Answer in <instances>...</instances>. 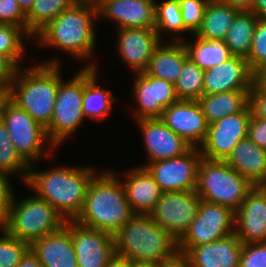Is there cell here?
Segmentation results:
<instances>
[{"instance_id":"7c38bea8","label":"cell","mask_w":266,"mask_h":267,"mask_svg":"<svg viewBox=\"0 0 266 267\" xmlns=\"http://www.w3.org/2000/svg\"><path fill=\"white\" fill-rule=\"evenodd\" d=\"M200 201L196 190L165 191L150 215L156 224L178 240L194 220Z\"/></svg>"},{"instance_id":"ee69618b","label":"cell","mask_w":266,"mask_h":267,"mask_svg":"<svg viewBox=\"0 0 266 267\" xmlns=\"http://www.w3.org/2000/svg\"><path fill=\"white\" fill-rule=\"evenodd\" d=\"M248 137L259 147L266 149V119L251 115Z\"/></svg>"},{"instance_id":"db71d44e","label":"cell","mask_w":266,"mask_h":267,"mask_svg":"<svg viewBox=\"0 0 266 267\" xmlns=\"http://www.w3.org/2000/svg\"><path fill=\"white\" fill-rule=\"evenodd\" d=\"M22 11L27 14L33 6L34 0H17Z\"/></svg>"},{"instance_id":"f546056e","label":"cell","mask_w":266,"mask_h":267,"mask_svg":"<svg viewBox=\"0 0 266 267\" xmlns=\"http://www.w3.org/2000/svg\"><path fill=\"white\" fill-rule=\"evenodd\" d=\"M250 91H229L213 95H203L198 99L209 124L227 115L242 112L249 105Z\"/></svg>"},{"instance_id":"277c9868","label":"cell","mask_w":266,"mask_h":267,"mask_svg":"<svg viewBox=\"0 0 266 267\" xmlns=\"http://www.w3.org/2000/svg\"><path fill=\"white\" fill-rule=\"evenodd\" d=\"M115 171L103 168L92 178L77 223L114 235L134 215Z\"/></svg>"},{"instance_id":"8992f818","label":"cell","mask_w":266,"mask_h":267,"mask_svg":"<svg viewBox=\"0 0 266 267\" xmlns=\"http://www.w3.org/2000/svg\"><path fill=\"white\" fill-rule=\"evenodd\" d=\"M66 221L45 200L31 194L22 199L13 195L9 213L2 228L11 236L31 244L41 237L58 231Z\"/></svg>"},{"instance_id":"bcb514c9","label":"cell","mask_w":266,"mask_h":267,"mask_svg":"<svg viewBox=\"0 0 266 267\" xmlns=\"http://www.w3.org/2000/svg\"><path fill=\"white\" fill-rule=\"evenodd\" d=\"M17 267H43L37 257L29 250Z\"/></svg>"},{"instance_id":"ab89813d","label":"cell","mask_w":266,"mask_h":267,"mask_svg":"<svg viewBox=\"0 0 266 267\" xmlns=\"http://www.w3.org/2000/svg\"><path fill=\"white\" fill-rule=\"evenodd\" d=\"M0 24L22 27L27 32V18L17 0H0Z\"/></svg>"},{"instance_id":"7402d4cb","label":"cell","mask_w":266,"mask_h":267,"mask_svg":"<svg viewBox=\"0 0 266 267\" xmlns=\"http://www.w3.org/2000/svg\"><path fill=\"white\" fill-rule=\"evenodd\" d=\"M119 173L134 214H150L163 191L145 167L134 166Z\"/></svg>"},{"instance_id":"4fadbf2b","label":"cell","mask_w":266,"mask_h":267,"mask_svg":"<svg viewBox=\"0 0 266 267\" xmlns=\"http://www.w3.org/2000/svg\"><path fill=\"white\" fill-rule=\"evenodd\" d=\"M133 76L131 95L136 103L130 111L133 121L160 118L165 108L179 100L173 83L149 76L146 72Z\"/></svg>"},{"instance_id":"ffe728a7","label":"cell","mask_w":266,"mask_h":267,"mask_svg":"<svg viewBox=\"0 0 266 267\" xmlns=\"http://www.w3.org/2000/svg\"><path fill=\"white\" fill-rule=\"evenodd\" d=\"M254 82L255 74L251 71L246 58L233 56L205 71L203 95L250 91Z\"/></svg>"},{"instance_id":"74e56055","label":"cell","mask_w":266,"mask_h":267,"mask_svg":"<svg viewBox=\"0 0 266 267\" xmlns=\"http://www.w3.org/2000/svg\"><path fill=\"white\" fill-rule=\"evenodd\" d=\"M246 60L254 74L266 65V18H258L254 28L250 54Z\"/></svg>"},{"instance_id":"9c48e42d","label":"cell","mask_w":266,"mask_h":267,"mask_svg":"<svg viewBox=\"0 0 266 267\" xmlns=\"http://www.w3.org/2000/svg\"><path fill=\"white\" fill-rule=\"evenodd\" d=\"M83 92L84 67L66 81L63 78L59 82L53 116L46 128L49 140L57 149L61 148L65 140L73 137L86 120L82 112Z\"/></svg>"},{"instance_id":"9a60e30c","label":"cell","mask_w":266,"mask_h":267,"mask_svg":"<svg viewBox=\"0 0 266 267\" xmlns=\"http://www.w3.org/2000/svg\"><path fill=\"white\" fill-rule=\"evenodd\" d=\"M71 231L78 267H106L116 255L114 236L88 228L76 221H66Z\"/></svg>"},{"instance_id":"7a4b0ae2","label":"cell","mask_w":266,"mask_h":267,"mask_svg":"<svg viewBox=\"0 0 266 267\" xmlns=\"http://www.w3.org/2000/svg\"><path fill=\"white\" fill-rule=\"evenodd\" d=\"M36 166L30 165L24 185L53 206L65 221H75L84 206L90 181L100 171L98 167L58 164L38 170Z\"/></svg>"},{"instance_id":"816d5d0a","label":"cell","mask_w":266,"mask_h":267,"mask_svg":"<svg viewBox=\"0 0 266 267\" xmlns=\"http://www.w3.org/2000/svg\"><path fill=\"white\" fill-rule=\"evenodd\" d=\"M255 81L259 85L266 86V65L255 74Z\"/></svg>"},{"instance_id":"8d00e7d4","label":"cell","mask_w":266,"mask_h":267,"mask_svg":"<svg viewBox=\"0 0 266 267\" xmlns=\"http://www.w3.org/2000/svg\"><path fill=\"white\" fill-rule=\"evenodd\" d=\"M29 250L30 244L9 235L0 227V267H17Z\"/></svg>"},{"instance_id":"30bf717a","label":"cell","mask_w":266,"mask_h":267,"mask_svg":"<svg viewBox=\"0 0 266 267\" xmlns=\"http://www.w3.org/2000/svg\"><path fill=\"white\" fill-rule=\"evenodd\" d=\"M235 233V212L217 203L200 201L189 228L178 239V252L184 255L191 247L215 242Z\"/></svg>"},{"instance_id":"e575fe53","label":"cell","mask_w":266,"mask_h":267,"mask_svg":"<svg viewBox=\"0 0 266 267\" xmlns=\"http://www.w3.org/2000/svg\"><path fill=\"white\" fill-rule=\"evenodd\" d=\"M33 38L22 28L0 24V52L5 54L18 68L26 55V42Z\"/></svg>"},{"instance_id":"b9f144b4","label":"cell","mask_w":266,"mask_h":267,"mask_svg":"<svg viewBox=\"0 0 266 267\" xmlns=\"http://www.w3.org/2000/svg\"><path fill=\"white\" fill-rule=\"evenodd\" d=\"M12 178L10 174L0 170V227L5 223L13 195L15 194L14 187L11 184Z\"/></svg>"},{"instance_id":"f6af8a7d","label":"cell","mask_w":266,"mask_h":267,"mask_svg":"<svg viewBox=\"0 0 266 267\" xmlns=\"http://www.w3.org/2000/svg\"><path fill=\"white\" fill-rule=\"evenodd\" d=\"M18 67L0 52V85L8 87L15 76Z\"/></svg>"},{"instance_id":"8fae6325","label":"cell","mask_w":266,"mask_h":267,"mask_svg":"<svg viewBox=\"0 0 266 267\" xmlns=\"http://www.w3.org/2000/svg\"><path fill=\"white\" fill-rule=\"evenodd\" d=\"M251 115L248 105L242 112L209 124L206 138L199 147L202 157L225 161L239 141L248 136Z\"/></svg>"},{"instance_id":"83f0119b","label":"cell","mask_w":266,"mask_h":267,"mask_svg":"<svg viewBox=\"0 0 266 267\" xmlns=\"http://www.w3.org/2000/svg\"><path fill=\"white\" fill-rule=\"evenodd\" d=\"M241 10L219 0H209L202 23L194 34L206 40H224L234 18Z\"/></svg>"},{"instance_id":"484cf974","label":"cell","mask_w":266,"mask_h":267,"mask_svg":"<svg viewBox=\"0 0 266 267\" xmlns=\"http://www.w3.org/2000/svg\"><path fill=\"white\" fill-rule=\"evenodd\" d=\"M225 162L254 185L266 178V149L259 147L248 136L234 147Z\"/></svg>"},{"instance_id":"44dd1931","label":"cell","mask_w":266,"mask_h":267,"mask_svg":"<svg viewBox=\"0 0 266 267\" xmlns=\"http://www.w3.org/2000/svg\"><path fill=\"white\" fill-rule=\"evenodd\" d=\"M235 234L243 244L266 242V193L259 185L235 212Z\"/></svg>"},{"instance_id":"7bdbcfd3","label":"cell","mask_w":266,"mask_h":267,"mask_svg":"<svg viewBox=\"0 0 266 267\" xmlns=\"http://www.w3.org/2000/svg\"><path fill=\"white\" fill-rule=\"evenodd\" d=\"M249 106L253 116L266 119V86L254 82L249 94Z\"/></svg>"},{"instance_id":"e0dca14e","label":"cell","mask_w":266,"mask_h":267,"mask_svg":"<svg viewBox=\"0 0 266 267\" xmlns=\"http://www.w3.org/2000/svg\"><path fill=\"white\" fill-rule=\"evenodd\" d=\"M117 30V54L133 74L146 71L155 49L162 40L154 28H123Z\"/></svg>"},{"instance_id":"3957f363","label":"cell","mask_w":266,"mask_h":267,"mask_svg":"<svg viewBox=\"0 0 266 267\" xmlns=\"http://www.w3.org/2000/svg\"><path fill=\"white\" fill-rule=\"evenodd\" d=\"M50 58L19 67L7 87L8 97L45 129L50 125L59 82L64 78L60 58Z\"/></svg>"},{"instance_id":"1f68e13d","label":"cell","mask_w":266,"mask_h":267,"mask_svg":"<svg viewBox=\"0 0 266 267\" xmlns=\"http://www.w3.org/2000/svg\"><path fill=\"white\" fill-rule=\"evenodd\" d=\"M258 17L251 11L241 10L233 20L224 39L234 56L247 58L250 54L253 33Z\"/></svg>"},{"instance_id":"603a6c76","label":"cell","mask_w":266,"mask_h":267,"mask_svg":"<svg viewBox=\"0 0 266 267\" xmlns=\"http://www.w3.org/2000/svg\"><path fill=\"white\" fill-rule=\"evenodd\" d=\"M243 243L235 233L191 247L183 256L191 267H239Z\"/></svg>"},{"instance_id":"2e32d148","label":"cell","mask_w":266,"mask_h":267,"mask_svg":"<svg viewBox=\"0 0 266 267\" xmlns=\"http://www.w3.org/2000/svg\"><path fill=\"white\" fill-rule=\"evenodd\" d=\"M135 122L138 130L140 129L146 154L145 163L139 166L145 167L151 162L182 156L192 148L160 118H143Z\"/></svg>"},{"instance_id":"4dcf8cb0","label":"cell","mask_w":266,"mask_h":267,"mask_svg":"<svg viewBox=\"0 0 266 267\" xmlns=\"http://www.w3.org/2000/svg\"><path fill=\"white\" fill-rule=\"evenodd\" d=\"M189 38L183 41L188 58L203 71L220 65L234 56L224 40H206L194 34Z\"/></svg>"},{"instance_id":"4316f807","label":"cell","mask_w":266,"mask_h":267,"mask_svg":"<svg viewBox=\"0 0 266 267\" xmlns=\"http://www.w3.org/2000/svg\"><path fill=\"white\" fill-rule=\"evenodd\" d=\"M187 58L188 53L183 42L162 41L155 49L145 72L149 76L175 84Z\"/></svg>"},{"instance_id":"d590c367","label":"cell","mask_w":266,"mask_h":267,"mask_svg":"<svg viewBox=\"0 0 266 267\" xmlns=\"http://www.w3.org/2000/svg\"><path fill=\"white\" fill-rule=\"evenodd\" d=\"M30 166L16 152L10 140L9 132L0 120V170L13 177H21L23 184L26 182Z\"/></svg>"},{"instance_id":"f5cc1de1","label":"cell","mask_w":266,"mask_h":267,"mask_svg":"<svg viewBox=\"0 0 266 267\" xmlns=\"http://www.w3.org/2000/svg\"><path fill=\"white\" fill-rule=\"evenodd\" d=\"M130 267H160V264L147 261H130Z\"/></svg>"},{"instance_id":"836d02e7","label":"cell","mask_w":266,"mask_h":267,"mask_svg":"<svg viewBox=\"0 0 266 267\" xmlns=\"http://www.w3.org/2000/svg\"><path fill=\"white\" fill-rule=\"evenodd\" d=\"M204 74L191 59L187 58L181 70V74L174 84L175 92L179 100H198L203 96Z\"/></svg>"},{"instance_id":"7dc6e473","label":"cell","mask_w":266,"mask_h":267,"mask_svg":"<svg viewBox=\"0 0 266 267\" xmlns=\"http://www.w3.org/2000/svg\"><path fill=\"white\" fill-rule=\"evenodd\" d=\"M160 267H191L189 261L181 254L173 259L163 262Z\"/></svg>"},{"instance_id":"d4e9b609","label":"cell","mask_w":266,"mask_h":267,"mask_svg":"<svg viewBox=\"0 0 266 267\" xmlns=\"http://www.w3.org/2000/svg\"><path fill=\"white\" fill-rule=\"evenodd\" d=\"M98 68L84 67V92L82 112L86 120H94L93 122H102L109 117L116 102L111 89L98 84L99 71Z\"/></svg>"},{"instance_id":"5bb4252c","label":"cell","mask_w":266,"mask_h":267,"mask_svg":"<svg viewBox=\"0 0 266 267\" xmlns=\"http://www.w3.org/2000/svg\"><path fill=\"white\" fill-rule=\"evenodd\" d=\"M201 159L200 149L192 147L182 156L151 162L145 168L163 192L196 190Z\"/></svg>"},{"instance_id":"ac0fdd59","label":"cell","mask_w":266,"mask_h":267,"mask_svg":"<svg viewBox=\"0 0 266 267\" xmlns=\"http://www.w3.org/2000/svg\"><path fill=\"white\" fill-rule=\"evenodd\" d=\"M97 17L115 29L154 28L156 0H95Z\"/></svg>"},{"instance_id":"d6a6232c","label":"cell","mask_w":266,"mask_h":267,"mask_svg":"<svg viewBox=\"0 0 266 267\" xmlns=\"http://www.w3.org/2000/svg\"><path fill=\"white\" fill-rule=\"evenodd\" d=\"M79 0H34L26 14L27 33L34 37L64 10L74 6Z\"/></svg>"},{"instance_id":"c3c4849f","label":"cell","mask_w":266,"mask_h":267,"mask_svg":"<svg viewBox=\"0 0 266 267\" xmlns=\"http://www.w3.org/2000/svg\"><path fill=\"white\" fill-rule=\"evenodd\" d=\"M219 1L228 3L231 6H234L238 9L244 10V11L245 10L249 11L255 2V0H219Z\"/></svg>"},{"instance_id":"681fc988","label":"cell","mask_w":266,"mask_h":267,"mask_svg":"<svg viewBox=\"0 0 266 267\" xmlns=\"http://www.w3.org/2000/svg\"><path fill=\"white\" fill-rule=\"evenodd\" d=\"M249 11L253 12L258 18H266V0H255Z\"/></svg>"},{"instance_id":"f35d334b","label":"cell","mask_w":266,"mask_h":267,"mask_svg":"<svg viewBox=\"0 0 266 267\" xmlns=\"http://www.w3.org/2000/svg\"><path fill=\"white\" fill-rule=\"evenodd\" d=\"M185 27L195 34L199 29L209 0H178Z\"/></svg>"},{"instance_id":"5b68a950","label":"cell","mask_w":266,"mask_h":267,"mask_svg":"<svg viewBox=\"0 0 266 267\" xmlns=\"http://www.w3.org/2000/svg\"><path fill=\"white\" fill-rule=\"evenodd\" d=\"M116 255L162 264L176 257L178 240L150 214H134L114 235Z\"/></svg>"},{"instance_id":"6da1fadb","label":"cell","mask_w":266,"mask_h":267,"mask_svg":"<svg viewBox=\"0 0 266 267\" xmlns=\"http://www.w3.org/2000/svg\"><path fill=\"white\" fill-rule=\"evenodd\" d=\"M97 21L95 0H79L44 27L33 42L46 50L50 48L63 51L77 62L85 61L86 64L81 67L98 68L97 57H94L97 48Z\"/></svg>"},{"instance_id":"f1b7e54d","label":"cell","mask_w":266,"mask_h":267,"mask_svg":"<svg viewBox=\"0 0 266 267\" xmlns=\"http://www.w3.org/2000/svg\"><path fill=\"white\" fill-rule=\"evenodd\" d=\"M155 30L160 39L165 42L166 40L183 42L192 35L184 25L178 0H156ZM164 34L168 36L169 40L163 38L166 37Z\"/></svg>"},{"instance_id":"d6986e66","label":"cell","mask_w":266,"mask_h":267,"mask_svg":"<svg viewBox=\"0 0 266 267\" xmlns=\"http://www.w3.org/2000/svg\"><path fill=\"white\" fill-rule=\"evenodd\" d=\"M160 119L192 147L199 148L206 138L208 123L198 100H178L165 108Z\"/></svg>"},{"instance_id":"9f6ffc18","label":"cell","mask_w":266,"mask_h":267,"mask_svg":"<svg viewBox=\"0 0 266 267\" xmlns=\"http://www.w3.org/2000/svg\"><path fill=\"white\" fill-rule=\"evenodd\" d=\"M259 186L266 193V178L259 184Z\"/></svg>"},{"instance_id":"11a10c76","label":"cell","mask_w":266,"mask_h":267,"mask_svg":"<svg viewBox=\"0 0 266 267\" xmlns=\"http://www.w3.org/2000/svg\"><path fill=\"white\" fill-rule=\"evenodd\" d=\"M7 96H8V88L0 85V110H1V105Z\"/></svg>"},{"instance_id":"ba28073f","label":"cell","mask_w":266,"mask_h":267,"mask_svg":"<svg viewBox=\"0 0 266 267\" xmlns=\"http://www.w3.org/2000/svg\"><path fill=\"white\" fill-rule=\"evenodd\" d=\"M0 120L8 130L16 152L29 166L43 158L48 161L55 158L58 149L49 140L46 129L8 96L1 105Z\"/></svg>"},{"instance_id":"52a82bcc","label":"cell","mask_w":266,"mask_h":267,"mask_svg":"<svg viewBox=\"0 0 266 267\" xmlns=\"http://www.w3.org/2000/svg\"><path fill=\"white\" fill-rule=\"evenodd\" d=\"M254 186L225 161L202 157L199 162L196 193L202 200L236 212Z\"/></svg>"},{"instance_id":"cb8c5ba5","label":"cell","mask_w":266,"mask_h":267,"mask_svg":"<svg viewBox=\"0 0 266 267\" xmlns=\"http://www.w3.org/2000/svg\"><path fill=\"white\" fill-rule=\"evenodd\" d=\"M43 267H78L71 231L64 225L30 244Z\"/></svg>"},{"instance_id":"f907efd6","label":"cell","mask_w":266,"mask_h":267,"mask_svg":"<svg viewBox=\"0 0 266 267\" xmlns=\"http://www.w3.org/2000/svg\"><path fill=\"white\" fill-rule=\"evenodd\" d=\"M106 267H130V260L115 255Z\"/></svg>"},{"instance_id":"60d3db41","label":"cell","mask_w":266,"mask_h":267,"mask_svg":"<svg viewBox=\"0 0 266 267\" xmlns=\"http://www.w3.org/2000/svg\"><path fill=\"white\" fill-rule=\"evenodd\" d=\"M239 267H266V242L243 244Z\"/></svg>"}]
</instances>
